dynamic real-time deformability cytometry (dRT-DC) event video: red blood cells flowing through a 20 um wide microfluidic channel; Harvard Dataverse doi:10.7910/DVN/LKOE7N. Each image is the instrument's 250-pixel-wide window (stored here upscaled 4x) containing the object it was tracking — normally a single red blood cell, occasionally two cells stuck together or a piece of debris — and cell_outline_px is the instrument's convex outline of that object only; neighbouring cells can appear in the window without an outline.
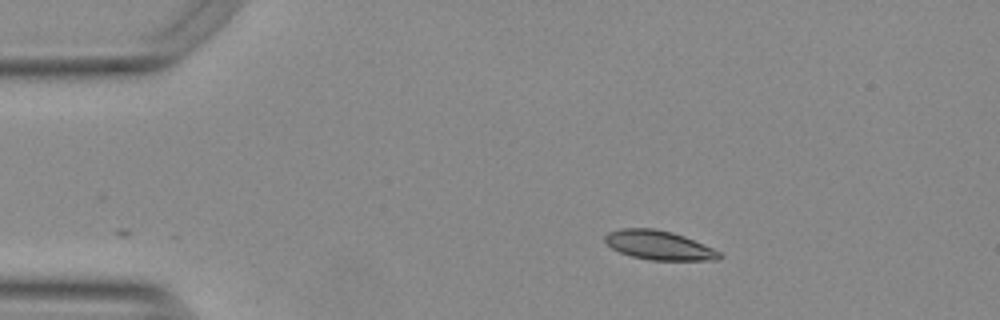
{"species": "Egyptian fruit bat (a non-hibernating species)", "species_latin": "Rousettus aegyptiacus", "temperature_condition": "warm", "stored_images_in_passage": 46, "camera_frame_rate_fps": 3000, "um_per_image_px": 0.085, "animal": {"sex": "female"}, "frame": {"image": 1, "passage_image": 1, "time_ms": 0.0, "image_size_px": [1000, 320], "cell_outline_px": [[720, 256], [716, 260], [648, 260], [632, 256], [620, 252], [612, 248], [604, 240], [604, 236], [608, 232], [620, 228], [652, 228], [672, 232], [684, 236], [704, 244], [720, 252]], "centroid_in_image_um": [55.98, 20.84], "position_along_channel_um": 29.0, "area_um2": 19.31}}
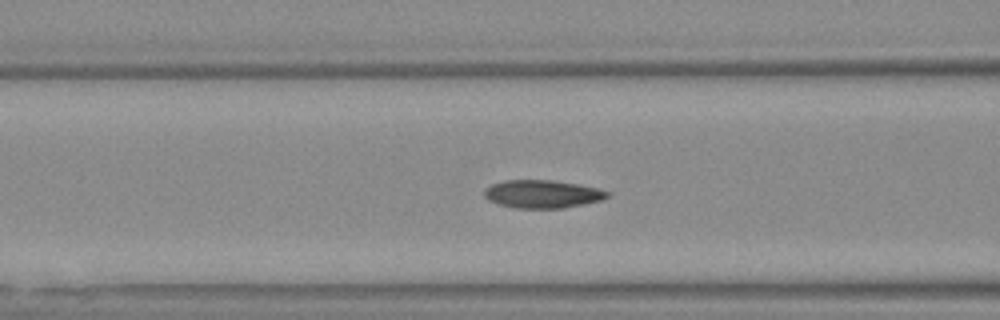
{"frame": {"image": 2, "passage_image": 13, "time_ms": 4.0, "image_size_px": [1000, 320], "cell_outline_px": [[612, 196], [600, 200], [584, 204], [564, 208], [516, 208], [496, 204], [488, 200], [484, 196], [484, 192], [492, 184], [504, 180], [552, 180], [576, 184], [596, 188], [608, 192]], "centroid_in_image_um": [46.09, 16.5], "position_along_channel_um": 120.5, "area_um2": 20.0}}
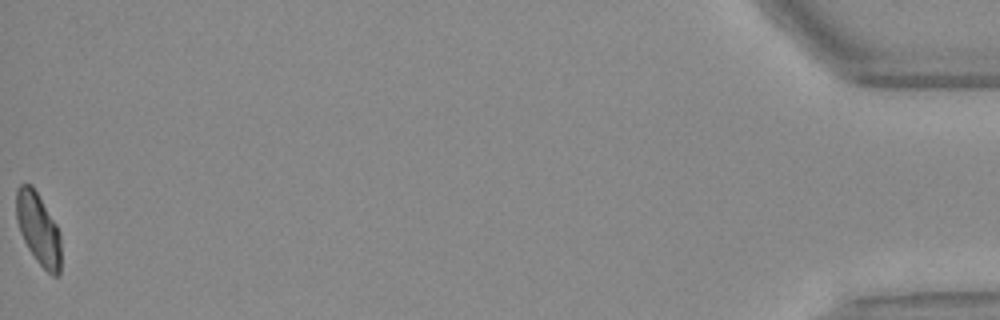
{"frame": {"image": 3, "passage_image": 46, "time_ms": 15.0, "image_size_px": [1000, 320], "cell_outline_px": [[60, 276], [52, 276], [36, 260], [28, 248], [20, 232], [16, 220], [16, 188], [20, 184], [32, 184], [56, 224], [60, 232]], "centroid_in_image_um": [3.25, 19.44], "position_along_channel_um": 431.9, "area_um2": 18.73}, "authors_computed_cell_mechanics": {"area_um2": 20.0277, "velocity_mm_per_s": 3.7513, "shape_relaxation_time_tau1_ms": 4.2689, "shape_relaxation_time_tau2_ms": 1.5577, "deformation_change_tau1": 0.1433, "deformation_change_tau2": 0.0577}}